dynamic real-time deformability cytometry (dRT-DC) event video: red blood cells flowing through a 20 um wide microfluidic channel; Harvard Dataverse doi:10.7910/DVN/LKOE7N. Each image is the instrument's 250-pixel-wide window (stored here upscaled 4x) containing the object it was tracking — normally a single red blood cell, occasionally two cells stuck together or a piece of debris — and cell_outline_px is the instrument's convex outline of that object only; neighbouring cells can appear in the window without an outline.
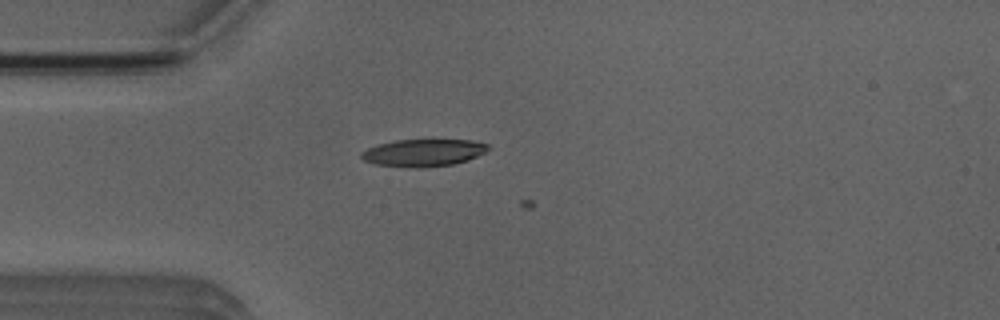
{"species": "Egyptian fruit bat (a non-hibernating species)", "species_latin": "Rousettus aegyptiacus", "temperature_condition": "room temperature", "stored_images_in_passage": 15, "camera_frame_rate_fps": 3000, "um_per_image_px": 0.085, "animal": {"sex": "male"}, "frame": {"image": 1, "passage_image": 14, "time_ms": 4.333, "image_size_px": [1000, 320], "cell_outline_px": [[488, 148], [484, 152], [468, 160], [452, 164], [424, 168], [408, 168], [376, 164], [364, 160], [360, 156], [360, 152], [368, 148], [380, 144], [396, 140], [468, 140], [488, 144]], "centroid_in_image_um": [35.95, 12.99], "position_along_channel_um": 49.1, "area_um2": 20.0}}